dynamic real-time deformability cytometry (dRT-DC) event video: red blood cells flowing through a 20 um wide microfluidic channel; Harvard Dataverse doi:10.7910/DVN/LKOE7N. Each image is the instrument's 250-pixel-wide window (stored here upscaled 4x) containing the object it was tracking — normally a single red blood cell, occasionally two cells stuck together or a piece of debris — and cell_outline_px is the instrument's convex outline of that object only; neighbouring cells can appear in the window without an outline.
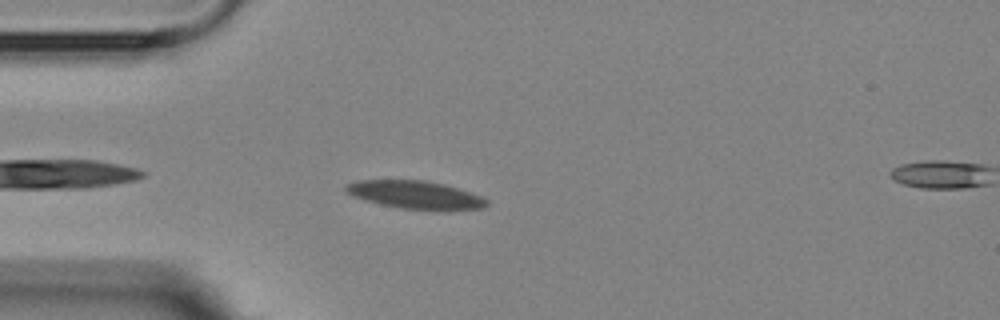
{"species": "Egyptian fruit bat (a non-hibernating species)", "species_latin": "Rousettus aegyptiacus", "temperature_condition": "room temperature", "stored_images_in_passage": 4, "segment_of_instrument_passage": [1, 2], "camera_frame_rate_fps": 3000, "um_per_image_px": 0.085, "animal": {"sex": "female"}, "frame": {"image": 1, "passage_image": 3, "time_ms": 3.667, "image_size_px": [1000, 320], "cell_outline_px": [[488, 204], [484, 208], [448, 212], [444, 212], [400, 208], [380, 204], [352, 196], [344, 192], [344, 184], [360, 180], [424, 180], [444, 184], [480, 196], [488, 200]], "centroid_in_image_um": [35.32, 16.59], "position_along_channel_um": 49.7, "area_um2": 23.47}}